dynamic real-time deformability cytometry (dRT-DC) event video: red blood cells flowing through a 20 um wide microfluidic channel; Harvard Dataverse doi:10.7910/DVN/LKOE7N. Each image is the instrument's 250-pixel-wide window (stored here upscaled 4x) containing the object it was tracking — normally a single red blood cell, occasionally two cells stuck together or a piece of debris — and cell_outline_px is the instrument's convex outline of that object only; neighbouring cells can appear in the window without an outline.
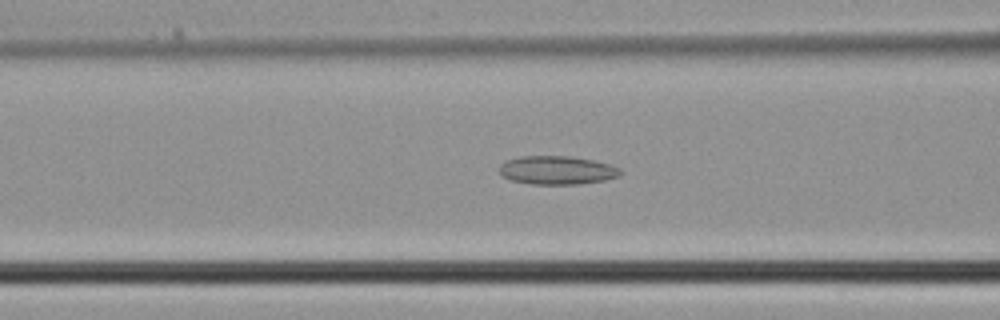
{"species": "common noctule bat (a hibernating species)", "species_latin": "Nyctalus noctula", "temperature_condition": "cold", "stored_images_in_passage": 30, "camera_frame_rate_fps": 3000, "um_per_image_px": 0.085, "animal": {"sex": "male", "body_mass_g": 21.5, "forearm_length_mm": 52.0}, "frame": {"image": 1, "passage_image": 11, "time_ms": 3.333, "image_size_px": [1000, 320], "cell_outline_px": [[624, 172], [620, 176], [604, 180], [580, 184], [532, 184], [512, 180], [504, 176], [500, 172], [500, 164], [508, 160], [520, 156], [568, 156], [592, 160], [612, 164], [620, 168]], "centroid_in_image_um": [47.41, 14.46], "position_along_channel_um": 119.2, "area_um2": 20.11}}
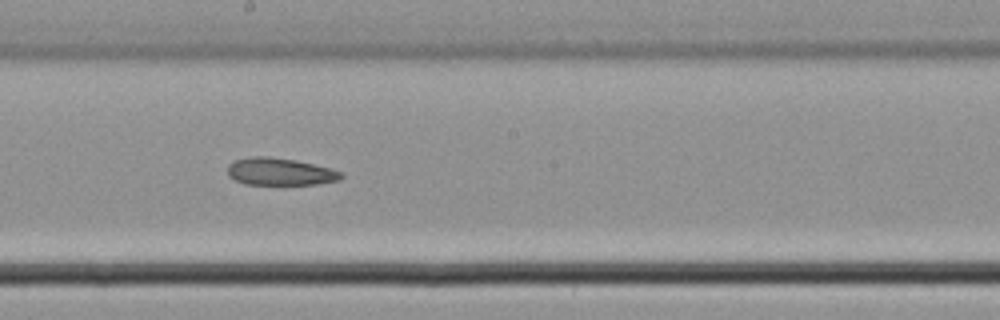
{"frame": {"image": 2, "passage_image": 17, "time_ms": 5.333, "image_size_px": [1000, 320], "cell_outline_px": [[344, 176], [340, 180], [316, 184], [244, 184], [228, 176], [228, 164], [236, 160], [252, 156], [268, 156], [296, 160], [332, 168], [340, 172]], "centroid_in_image_um": [23.81, 14.58], "position_along_channel_um": 224.4, "area_um2": 18.09}}
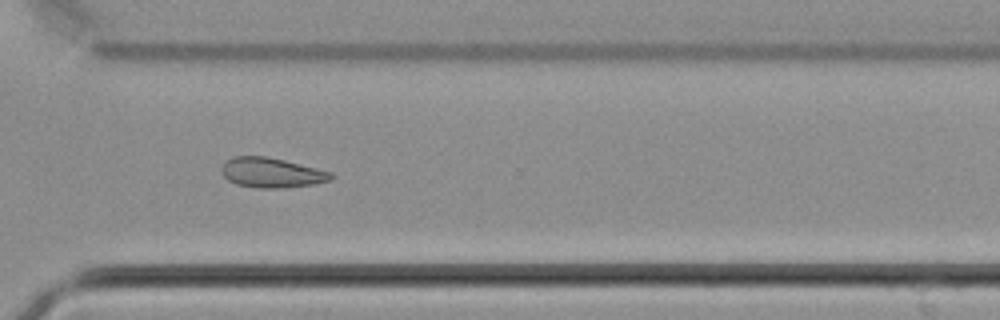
{"frame": {"image": 3, "passage_image": 24, "time_ms": 7.667, "image_size_px": [1000, 320], "cell_outline_px": [[336, 176], [332, 180], [316, 184], [284, 188], [260, 188], [236, 184], [228, 180], [224, 176], [220, 168], [232, 156], [264, 156], [284, 160], [332, 172]], "centroid_in_image_um": [23.12, 14.69], "position_along_channel_um": 347.5, "area_um2": 19.13}}